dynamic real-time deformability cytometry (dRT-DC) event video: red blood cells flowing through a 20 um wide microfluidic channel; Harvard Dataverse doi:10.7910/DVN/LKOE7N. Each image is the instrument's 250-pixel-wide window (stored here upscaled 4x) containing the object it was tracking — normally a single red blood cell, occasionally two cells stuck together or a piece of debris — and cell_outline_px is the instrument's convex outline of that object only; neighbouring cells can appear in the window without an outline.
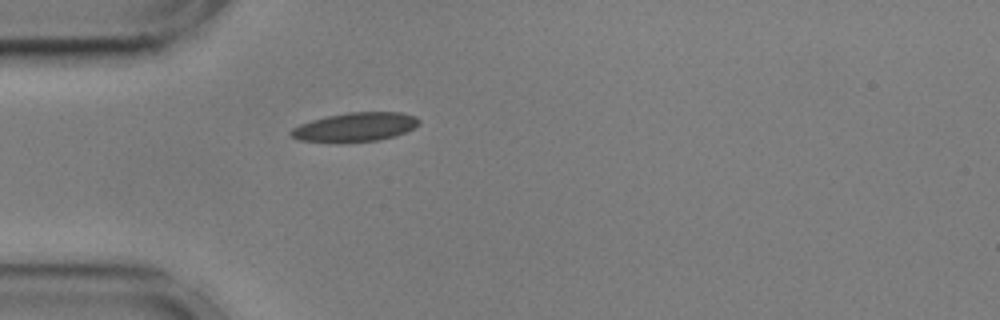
{"species": "common noctule bat (a hibernating species)", "species_latin": "Nyctalus noctula", "temperature_condition": "cold", "stored_images_in_passage": 41, "camera_frame_rate_fps": 3000, "um_per_image_px": 0.085, "animal": {"sex": "male", "body_mass_g": 17.9, "forearm_length_mm": 54.2}, "frame": {"image": 1, "passage_image": 1, "time_ms": 0.0, "image_size_px": [1000, 320], "cell_outline_px": [[420, 124], [396, 136], [380, 140], [336, 144], [300, 140], [288, 136], [288, 132], [292, 128], [300, 124], [312, 120], [328, 116], [348, 112], [400, 112], [416, 116], [420, 120]], "centroid_in_image_um": [30.15, 10.83], "position_along_channel_um": 54.9, "area_um2": 22.14}}
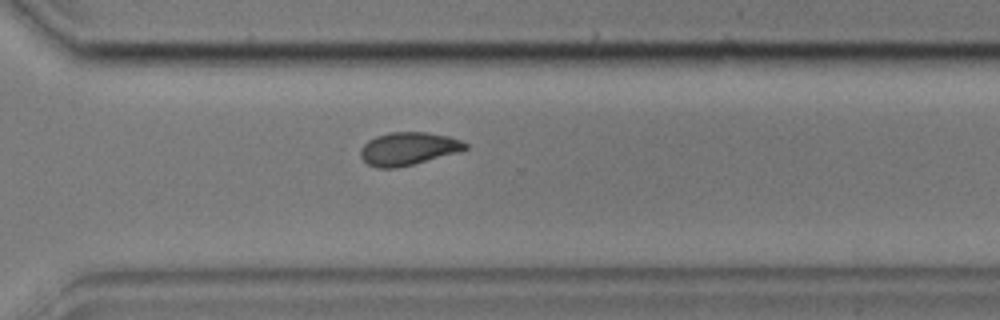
{"frame": {"image": 2, "passage_image": 25, "time_ms": 8.0, "image_size_px": [1000, 320], "cell_outline_px": [[468, 148], [456, 152], [412, 164], [396, 168], [376, 168], [368, 164], [360, 156], [360, 148], [368, 140], [376, 136], [392, 132], [428, 132], [448, 136], [460, 140], [468, 144]], "centroid_in_image_um": [34.66, 12.63], "position_along_channel_um": 335.9, "area_um2": 19.88}}
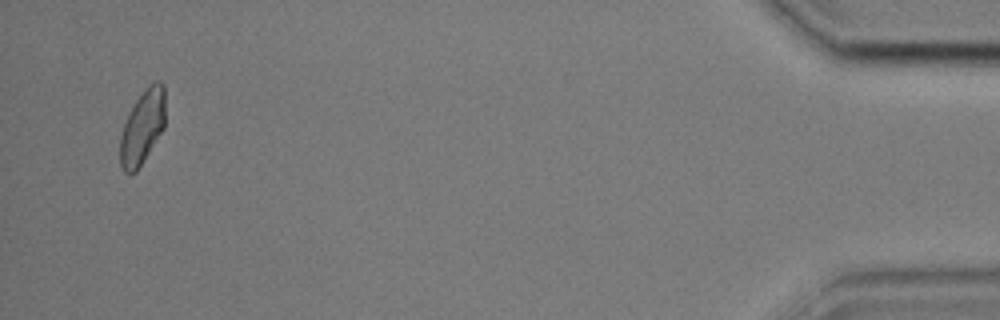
{"frame": {"image": 3, "passage_image": 39, "time_ms": 12.667, "image_size_px": [1000, 320], "cell_outline_px": [[164, 128], [144, 160], [136, 172], [128, 176], [124, 172], [120, 164], [120, 136], [128, 112], [144, 88], [148, 84], [156, 80], [160, 80], [164, 84]], "centroid_in_image_um": [12.09, 10.8], "position_along_channel_um": 423.1, "area_um2": 19.71}, "authors_computed_cell_mechanics": {"area_um2": 20.1722, "velocity_mm_per_s": 3.5885, "shape_relaxation_time_tau1_ms": 4.5083, "shape_relaxation_time_tau2_ms": 3.1947, "deformation_change_tau1": 0.1069, "deformation_change_tau2": 0.0767}}